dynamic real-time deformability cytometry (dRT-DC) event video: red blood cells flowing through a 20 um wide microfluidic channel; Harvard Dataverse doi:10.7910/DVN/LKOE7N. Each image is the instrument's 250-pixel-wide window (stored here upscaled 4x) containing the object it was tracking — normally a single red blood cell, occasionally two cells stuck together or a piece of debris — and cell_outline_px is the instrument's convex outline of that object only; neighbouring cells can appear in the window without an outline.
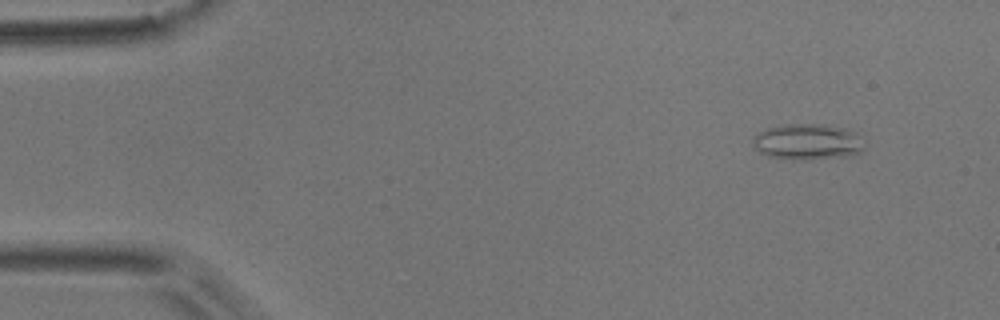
{"species": "common noctule bat (a hibernating species)", "species_latin": "Nyctalus noctula", "temperature_condition": "room temperature", "stored_images_in_passage": 5, "camera_frame_rate_fps": 3000, "um_per_image_px": 0.085, "animal": {"sex": "male", "body_mass_g": 17.9}, "frame": {"image": 1, "passage_image": 5, "time_ms": 1.333, "image_size_px": [1000, 320], "cell_outline_px": [[868, 144], [860, 152], [852, 156], [808, 160], [804, 160], [768, 156], [760, 152], [752, 144], [752, 136], [768, 128], [780, 124], [824, 124], [848, 128], [856, 132]], "centroid_in_image_um": [68.72, 12.05], "position_along_channel_um": 16.3, "area_um2": 23.93}}